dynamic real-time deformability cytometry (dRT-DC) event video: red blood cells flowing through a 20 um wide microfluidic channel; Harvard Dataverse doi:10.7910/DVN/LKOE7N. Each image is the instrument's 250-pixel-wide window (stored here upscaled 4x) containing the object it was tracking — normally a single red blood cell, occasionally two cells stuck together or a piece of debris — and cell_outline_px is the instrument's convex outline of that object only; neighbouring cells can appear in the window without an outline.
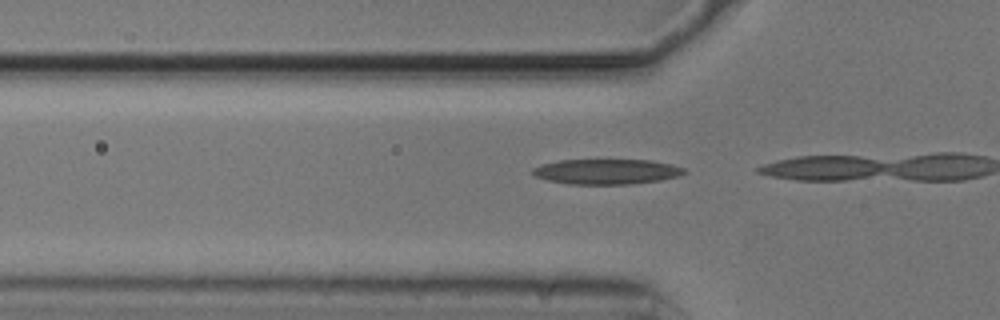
{"species": "common noctule bat (a hibernating species)", "species_latin": "Nyctalus noctula", "temperature_condition": "cold", "stored_images_in_passage": 5, "camera_frame_rate_fps": 3000, "um_per_image_px": 0.085, "animal": {"sex": "male", "body_mass_g": 20.5, "forearm_length_mm": 52.5}, "frame": {"image": 1, "passage_image": 3, "time_ms": 0.667, "image_size_px": [1000, 320], "cell_outline_px": [[688, 172], [680, 176], [660, 180], [632, 184], [568, 184], [548, 180], [536, 176], [532, 172], [532, 168], [540, 164], [560, 160], [652, 160], [672, 164], [684, 168]], "centroid_in_image_um": [51.59, 14.58], "position_along_channel_um": 74.2, "area_um2": 22.37}}